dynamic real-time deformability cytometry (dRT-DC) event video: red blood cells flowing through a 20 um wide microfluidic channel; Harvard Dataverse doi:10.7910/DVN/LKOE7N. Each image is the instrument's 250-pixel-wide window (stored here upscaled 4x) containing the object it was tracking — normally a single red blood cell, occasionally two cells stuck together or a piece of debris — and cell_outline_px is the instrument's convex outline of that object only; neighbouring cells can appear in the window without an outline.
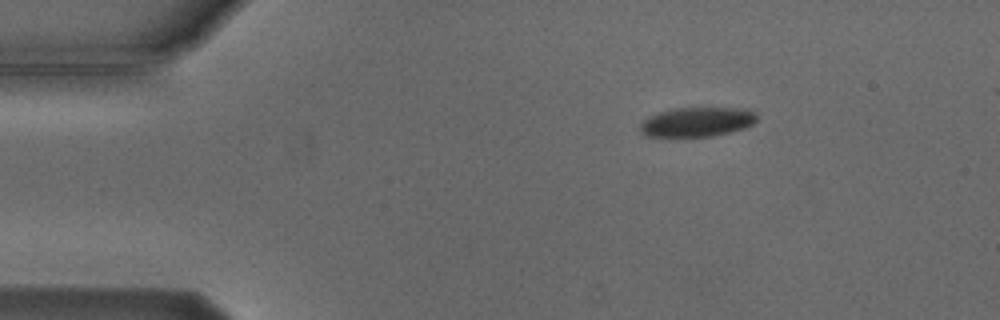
{"species": "Egyptian fruit bat (a non-hibernating species)", "species_latin": "Rousettus aegyptiacus", "temperature_condition": "cold", "stored_images_in_passage": 3, "camera_frame_rate_fps": 3000, "um_per_image_px": 0.085, "animal": {"sex": "male"}, "frame": {"image": 1, "passage_image": 1, "time_ms": 0.0, "image_size_px": [1000, 320], "cell_outline_px": [[756, 120], [752, 124], [744, 128], [712, 136], [644, 136], [640, 132], [640, 124], [648, 116], [660, 112], [676, 108], [748, 108], [756, 116]], "centroid_in_image_um": [59.22, 10.36], "position_along_channel_um": 25.8, "area_um2": 19.83}}